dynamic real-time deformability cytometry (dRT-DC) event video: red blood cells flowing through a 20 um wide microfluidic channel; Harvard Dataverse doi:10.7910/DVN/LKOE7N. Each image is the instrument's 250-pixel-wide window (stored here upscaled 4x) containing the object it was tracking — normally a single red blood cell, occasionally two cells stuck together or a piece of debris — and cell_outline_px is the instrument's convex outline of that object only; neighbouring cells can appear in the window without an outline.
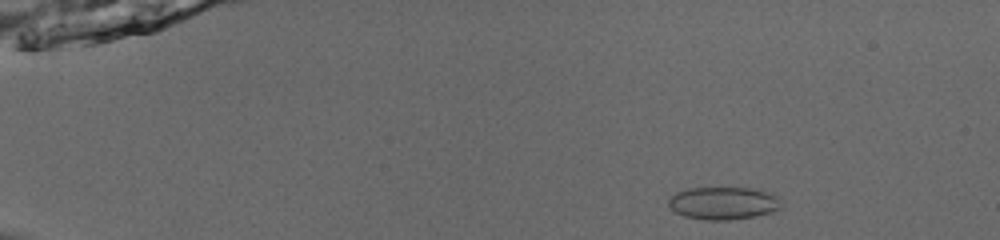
{"species": "common noctule bat (a hibernating species)", "species_latin": "Nyctalus noctula", "temperature_condition": "room temperature", "stored_images_in_passage": 54, "camera_frame_rate_fps": 3000, "um_per_image_px": 0.085, "animal": {"sex": "male", "body_mass_g": 13.0, "forearm_length_mm": 53.1}, "frame": {"image": 1, "passage_image": 9, "time_ms": 2.667, "image_size_px": [1000, 240], "cell_outline_px": [[780, 208], [772, 212], [752, 216], [728, 220], [704, 220], [684, 216], [668, 208], [668, 200], [676, 192], [688, 188], [752, 188], [780, 196]], "centroid_in_image_um": [61.45, 17.27], "position_along_channel_um": 23.5, "area_um2": 21.44}}
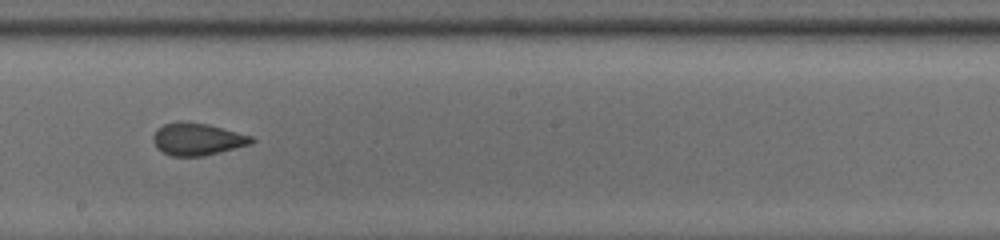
{"frame": {"image": 2, "passage_image": 33, "time_ms": 10.667, "image_size_px": [1000, 240], "cell_outline_px": [[256, 140], [252, 144], [204, 156], [172, 156], [156, 148], [152, 140], [152, 136], [156, 128], [164, 124], [176, 120], [208, 124], [252, 136]], "centroid_in_image_um": [16.75, 11.82], "position_along_channel_um": 231.5, "area_um2": 18.73}}
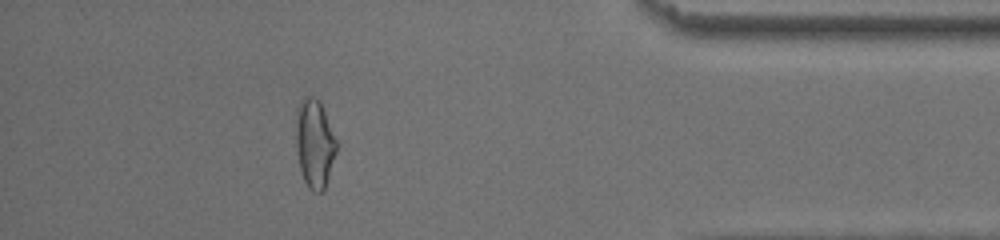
{"frame": {"image": 3, "passage_image": 49, "time_ms": 16.0, "image_size_px": [1000, 240], "cell_outline_px": [[336, 152], [324, 192], [312, 192], [308, 188], [304, 180], [300, 168], [296, 148], [296, 108], [300, 100], [304, 96], [312, 96], [320, 100], [336, 140]], "centroid_in_image_um": [26.72, 12.19], "position_along_channel_um": 408.5, "area_um2": 21.04}, "authors_computed_cell_mechanics": {"area_um2": 19.941, "velocity_mm_per_s": 3.8847, "shape_relaxation_time_tau1_ms": null, "shape_relaxation_time_tau2_ms": 0.9562, "deformation_change_tau1": null, "deformation_change_tau2": 0.0533}}